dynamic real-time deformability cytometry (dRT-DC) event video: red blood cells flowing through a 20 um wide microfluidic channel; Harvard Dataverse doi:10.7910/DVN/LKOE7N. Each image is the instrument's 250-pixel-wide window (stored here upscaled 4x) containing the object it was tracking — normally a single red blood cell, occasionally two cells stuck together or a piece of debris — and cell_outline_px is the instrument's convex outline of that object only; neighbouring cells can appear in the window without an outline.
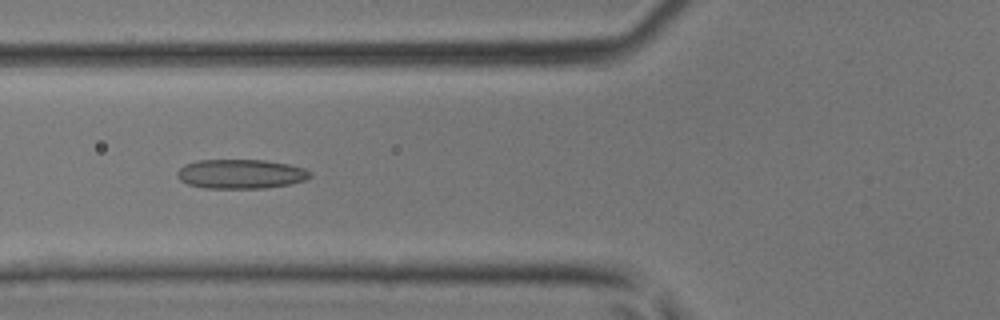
{"species": "common noctule bat (a hibernating species)", "species_latin": "Nyctalus noctula", "temperature_condition": "room temperature", "stored_images_in_passage": 35, "camera_frame_rate_fps": 3000, "um_per_image_px": 0.085, "animal": {"sex": "male", "body_mass_g": 17.9, "forearm_length_mm": 54.2}, "frame": {"image": 1, "passage_image": 8, "time_ms": 2.333, "image_size_px": [1000, 320], "cell_outline_px": [[312, 176], [304, 180], [288, 184], [264, 188], [204, 188], [188, 184], [180, 180], [176, 176], [176, 172], [184, 164], [196, 160], [264, 160], [288, 164], [304, 168], [312, 172]], "centroid_in_image_um": [20.44, 14.78], "position_along_channel_um": 105.4, "area_um2": 22.77}}
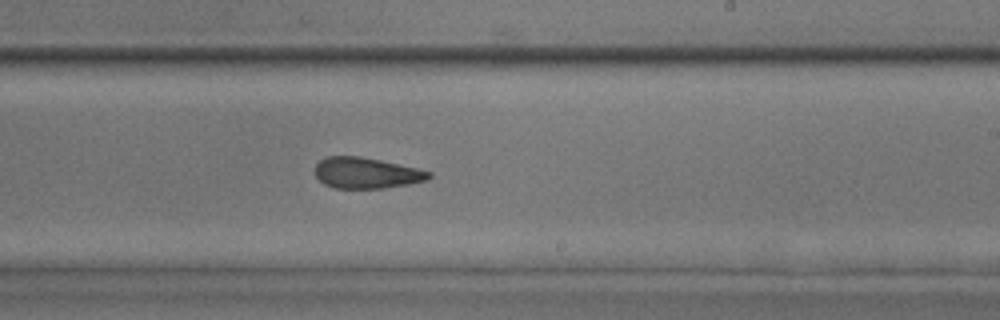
{"frame": {"image": 2, "passage_image": 18, "time_ms": 5.667, "image_size_px": [1000, 320], "cell_outline_px": [[432, 176], [428, 180], [408, 184], [384, 188], [332, 188], [324, 184], [316, 176], [316, 164], [324, 156], [360, 156], [380, 160], [416, 168], [432, 172]], "centroid_in_image_um": [31.13, 14.7], "position_along_channel_um": 257.9, "area_um2": 20.52}}
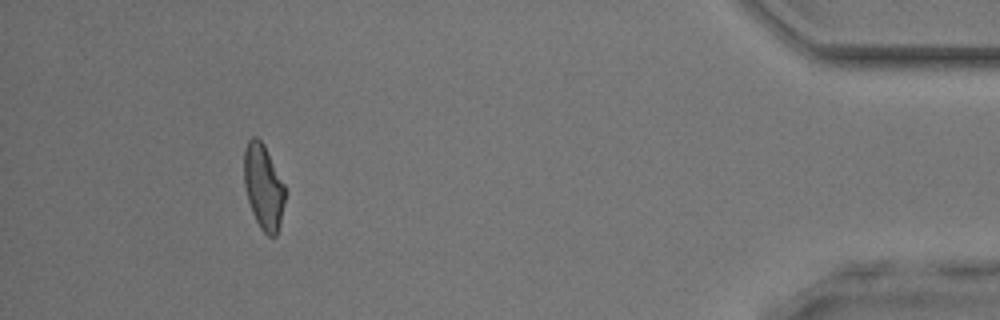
{"frame": {"image": 3, "passage_image": 32, "time_ms": 10.333, "image_size_px": [1000, 320], "cell_outline_px": [[284, 200], [280, 224], [276, 236], [268, 236], [260, 228], [252, 212], [248, 200], [244, 184], [244, 148], [248, 140], [252, 136], [256, 136], [264, 144], [284, 184]], "centroid_in_image_um": [22.37, 15.86], "position_along_channel_um": 412.8, "area_um2": 20.17}}